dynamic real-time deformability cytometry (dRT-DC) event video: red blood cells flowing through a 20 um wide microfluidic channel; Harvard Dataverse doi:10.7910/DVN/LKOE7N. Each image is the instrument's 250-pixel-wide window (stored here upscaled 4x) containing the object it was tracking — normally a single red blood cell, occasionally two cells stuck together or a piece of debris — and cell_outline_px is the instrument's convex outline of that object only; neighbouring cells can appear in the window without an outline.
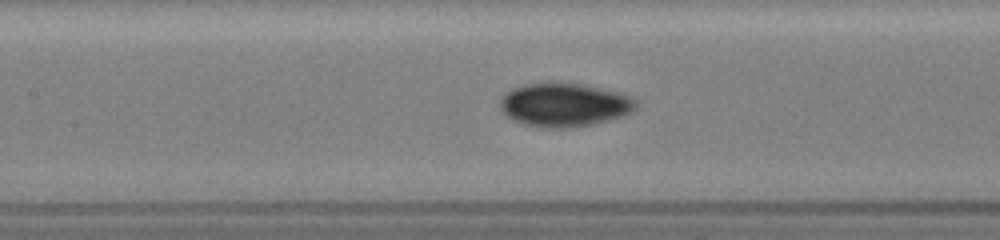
{"species": "common noctule bat (a hibernating species)", "species_latin": "Nyctalus noctula", "temperature_condition": "room temperature", "stored_images_in_passage": 58, "camera_frame_rate_fps": 3000, "um_per_image_px": 0.085, "animal": {"sex": "female", "body_mass_g": 19.5, "forearm_length_mm": 54.1}, "frame": {"image": 1, "passage_image": 11, "time_ms": 2.333, "image_size_px": [1000, 240], "cell_outline_px": [[636, 104], [628, 112], [592, 124], [572, 128], [548, 128], [524, 124], [512, 120], [500, 108], [500, 100], [504, 92], [512, 88], [524, 84], [584, 84], [616, 92], [628, 96], [636, 100]], "centroid_in_image_um": [47.87, 8.92], "position_along_channel_um": 159.5, "area_um2": 33.64}}